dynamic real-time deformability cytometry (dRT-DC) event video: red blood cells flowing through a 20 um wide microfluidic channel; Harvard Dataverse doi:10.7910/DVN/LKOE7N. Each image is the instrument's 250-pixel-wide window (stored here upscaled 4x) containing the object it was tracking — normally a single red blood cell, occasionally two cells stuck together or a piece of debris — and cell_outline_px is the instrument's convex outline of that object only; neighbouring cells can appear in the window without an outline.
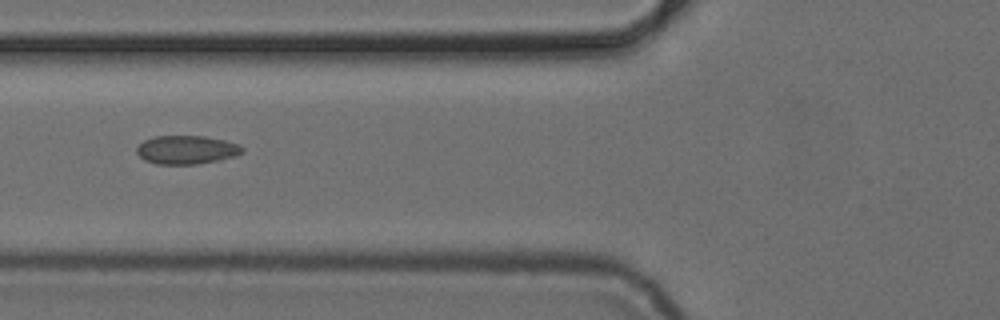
{"species": "common noctule bat (a hibernating species)", "species_latin": "Nyctalus noctula", "temperature_condition": "cold", "stored_images_in_passage": 9, "camera_frame_rate_fps": 3000, "um_per_image_px": 0.085, "animal": {"sex": "female", "body_mass_g": 24.6, "forearm_length_mm": 56.2}, "frame": {"image": 1, "passage_image": 6, "time_ms": 10.333, "image_size_px": [1000, 320], "cell_outline_px": [[244, 152], [236, 156], [220, 160], [196, 164], [156, 164], [144, 160], [136, 152], [136, 148], [144, 140], [156, 136], [204, 136], [224, 140], [240, 144], [244, 148]], "centroid_in_image_um": [15.89, 12.73], "position_along_channel_um": 109.9, "area_um2": 17.69}}
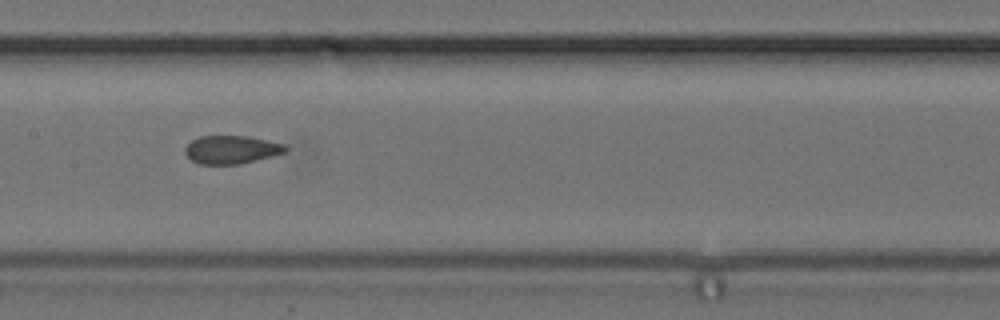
{"frame": {"image": 2, "passage_image": 8, "time_ms": 12.333, "image_size_px": [1000, 320], "cell_outline_px": [[288, 148], [284, 152], [272, 156], [240, 164], [200, 164], [192, 160], [184, 152], [184, 148], [192, 140], [200, 136], [248, 136], [268, 140], [284, 144]], "centroid_in_image_um": [19.67, 12.71], "position_along_channel_um": 187.7, "area_um2": 16.42}}
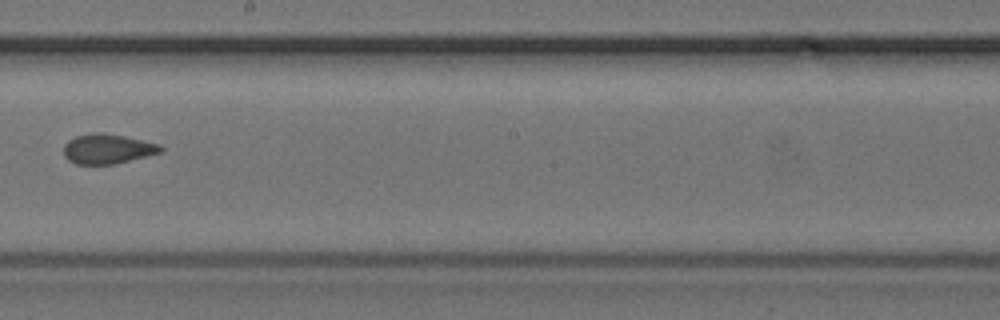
{"frame": {"image": 3, "passage_image": 9, "time_ms": 13.667, "image_size_px": [1000, 320], "cell_outline_px": [[164, 148], [160, 152], [116, 164], [76, 164], [68, 160], [64, 156], [64, 144], [68, 140], [76, 136], [92, 132], [100, 132], [124, 136], [160, 144]], "centroid_in_image_um": [9.11, 12.65], "position_along_channel_um": 239.1, "area_um2": 16.82}}